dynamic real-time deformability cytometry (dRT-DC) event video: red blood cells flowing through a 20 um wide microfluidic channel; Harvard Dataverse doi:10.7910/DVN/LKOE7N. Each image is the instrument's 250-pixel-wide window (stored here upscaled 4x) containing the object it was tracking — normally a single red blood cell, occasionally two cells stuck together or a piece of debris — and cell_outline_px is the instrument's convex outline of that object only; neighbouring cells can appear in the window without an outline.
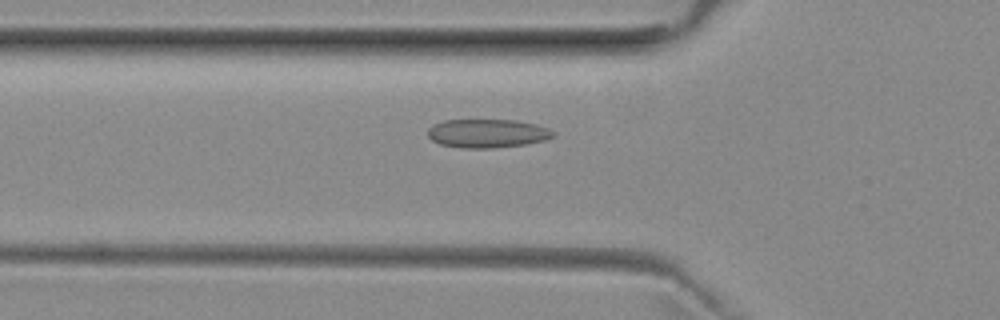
{"species": "common noctule bat (a hibernating species)", "species_latin": "Nyctalus noctula", "temperature_condition": "room temperature", "stored_images_in_passage": 34, "camera_frame_rate_fps": 3000, "um_per_image_px": 0.085, "animal": {"sex": "female", "body_mass_g": 29.2, "forearm_length_mm": 56.3}, "frame": {"image": 1, "passage_image": 5, "time_ms": 1.333, "image_size_px": [1000, 320], "cell_outline_px": [[556, 132], [552, 136], [544, 140], [524, 144], [492, 148], [460, 148], [440, 144], [432, 140], [428, 136], [428, 128], [432, 124], [444, 120], [512, 120], [536, 124], [548, 128]], "centroid_in_image_um": [41.38, 11.33], "position_along_channel_um": 84.4, "area_um2": 20.87}}
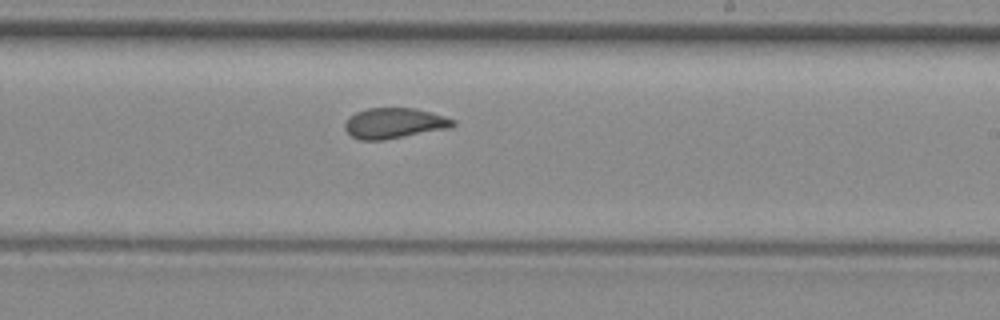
{"frame": {"image": 2, "passage_image": 18, "time_ms": 5.667, "image_size_px": [1000, 320], "cell_outline_px": [[456, 124], [448, 128], [384, 140], [360, 140], [352, 136], [344, 128], [344, 124], [356, 112], [368, 108], [416, 108], [432, 112], [456, 120]], "centroid_in_image_um": [33.53, 10.47], "position_along_channel_um": 255.5, "area_um2": 19.07}}
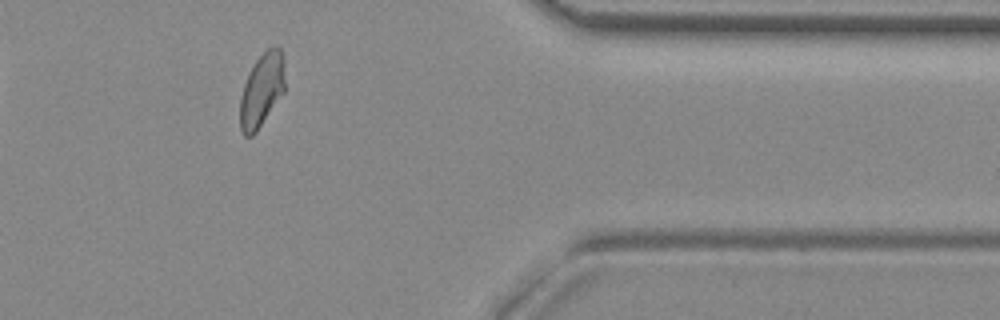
{"frame": {"image": 3, "passage_image": 30, "time_ms": 9.667, "image_size_px": [1000, 320], "cell_outline_px": [[284, 92], [256, 132], [252, 136], [244, 136], [240, 128], [240, 96], [244, 84], [256, 60], [268, 48], [280, 48], [284, 56]], "centroid_in_image_um": [22.25, 7.68], "position_along_channel_um": 389.2, "area_um2": 19.02}, "authors_computed_cell_mechanics": {"area_um2": 19.6231, "velocity_mm_per_s": 3.9468, "shape_relaxation_time_tau1_ms": null, "shape_relaxation_time_tau2_ms": 1.1891, "deformation_change_tau1": null, "deformation_change_tau2": 0.0661}}